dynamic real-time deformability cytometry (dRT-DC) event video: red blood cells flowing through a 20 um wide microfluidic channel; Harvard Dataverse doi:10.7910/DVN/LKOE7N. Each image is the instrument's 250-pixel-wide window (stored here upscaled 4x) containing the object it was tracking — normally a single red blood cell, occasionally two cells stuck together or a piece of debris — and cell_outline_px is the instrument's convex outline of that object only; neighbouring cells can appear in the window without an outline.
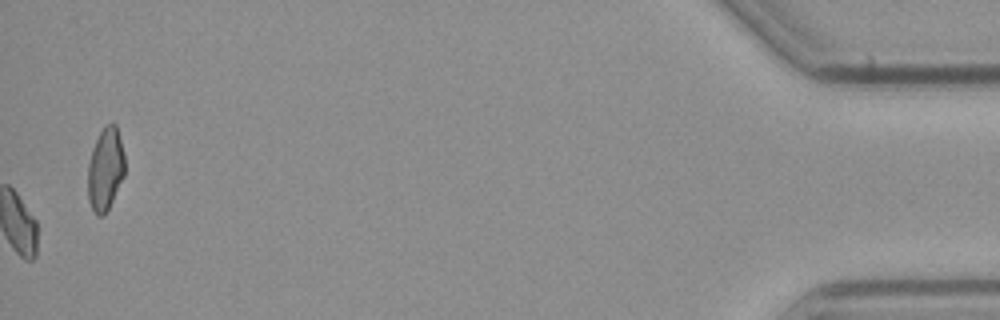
{"species": "common noctule bat (a hibernating species)", "species_latin": "Nyctalus noctula", "temperature_condition": "cold", "stored_images_in_passage": 55, "camera_frame_rate_fps": 3000, "um_per_image_px": 0.085, "animal": {"sex": "male", "body_mass_g": 23.1, "forearm_length_mm": 52.7}, "frame": {"image": 1, "passage_image": 55, "time_ms": 18.0, "image_size_px": [1000, 320], "cell_outline_px": [[124, 176], [104, 216], [96, 216], [88, 200], [88, 164], [92, 148], [104, 124], [116, 124], [124, 156]], "centroid_in_image_um": [8.94, 14.38], "position_along_channel_um": 426.3, "area_um2": 17.69}, "authors_computed_cell_mechanics": {"area_um2": 15.8372, "velocity_mm_per_s": 3.7491, "shape_relaxation_time_tau1_ms": 2.5875, "shape_relaxation_time_tau2_ms": null, "deformation_change_tau1": 0.1145, "deformation_change_tau2": null}}